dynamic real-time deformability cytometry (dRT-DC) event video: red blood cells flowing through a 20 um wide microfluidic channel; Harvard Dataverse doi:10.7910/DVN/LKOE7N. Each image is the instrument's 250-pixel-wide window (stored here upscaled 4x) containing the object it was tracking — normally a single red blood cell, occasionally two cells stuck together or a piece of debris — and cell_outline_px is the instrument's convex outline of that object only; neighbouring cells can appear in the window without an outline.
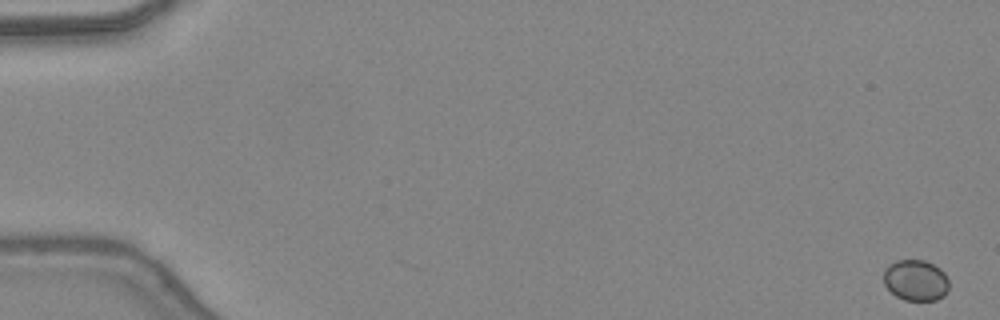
{"species": "common noctule bat (a hibernating species)", "species_latin": "Nyctalus noctula", "temperature_condition": "warm", "stored_images_in_passage": 8, "camera_frame_rate_fps": 3000, "um_per_image_px": 0.085, "animal": {"sex": "female", "body_mass_g": 24.6, "forearm_length_mm": 56.2}, "frame": {"image": 1, "passage_image": 1, "time_ms": 0.0, "image_size_px": [1000, 320], "cell_outline_px": [[948, 288], [944, 296], [936, 300], [904, 300], [896, 296], [884, 284], [884, 268], [888, 264], [896, 260], [924, 260], [940, 268], [944, 272], [948, 280]], "centroid_in_image_um": [77.83, 23.81], "position_along_channel_um": 7.2, "area_um2": 15.66}}